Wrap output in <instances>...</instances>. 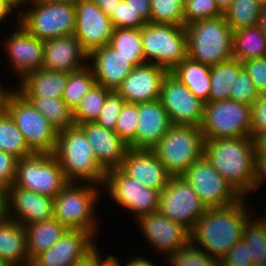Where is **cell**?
Wrapping results in <instances>:
<instances>
[{"instance_id":"obj_1","label":"cell","mask_w":266,"mask_h":266,"mask_svg":"<svg viewBox=\"0 0 266 266\" xmlns=\"http://www.w3.org/2000/svg\"><path fill=\"white\" fill-rule=\"evenodd\" d=\"M248 199L242 197L226 207L208 208L190 231V241L220 260L243 238V228L253 217Z\"/></svg>"},{"instance_id":"obj_2","label":"cell","mask_w":266,"mask_h":266,"mask_svg":"<svg viewBox=\"0 0 266 266\" xmlns=\"http://www.w3.org/2000/svg\"><path fill=\"white\" fill-rule=\"evenodd\" d=\"M203 156L242 197L254 193L256 153L252 137L205 140Z\"/></svg>"},{"instance_id":"obj_3","label":"cell","mask_w":266,"mask_h":266,"mask_svg":"<svg viewBox=\"0 0 266 266\" xmlns=\"http://www.w3.org/2000/svg\"><path fill=\"white\" fill-rule=\"evenodd\" d=\"M54 156L68 183L104 184L106 171L98 164L94 148L79 126L58 132Z\"/></svg>"},{"instance_id":"obj_4","label":"cell","mask_w":266,"mask_h":266,"mask_svg":"<svg viewBox=\"0 0 266 266\" xmlns=\"http://www.w3.org/2000/svg\"><path fill=\"white\" fill-rule=\"evenodd\" d=\"M185 27L189 59L212 67L233 58V30L224 16L197 20Z\"/></svg>"},{"instance_id":"obj_5","label":"cell","mask_w":266,"mask_h":266,"mask_svg":"<svg viewBox=\"0 0 266 266\" xmlns=\"http://www.w3.org/2000/svg\"><path fill=\"white\" fill-rule=\"evenodd\" d=\"M100 193L94 184L68 183L54 198V217L66 229L88 232L96 238L98 221L94 213Z\"/></svg>"},{"instance_id":"obj_6","label":"cell","mask_w":266,"mask_h":266,"mask_svg":"<svg viewBox=\"0 0 266 266\" xmlns=\"http://www.w3.org/2000/svg\"><path fill=\"white\" fill-rule=\"evenodd\" d=\"M142 55L145 63L171 72L188 58V38L184 25L146 23L141 28Z\"/></svg>"},{"instance_id":"obj_7","label":"cell","mask_w":266,"mask_h":266,"mask_svg":"<svg viewBox=\"0 0 266 266\" xmlns=\"http://www.w3.org/2000/svg\"><path fill=\"white\" fill-rule=\"evenodd\" d=\"M30 3V4H29ZM29 8L18 11L19 23L34 37L47 41L74 35L76 28L75 5L53 0L26 2Z\"/></svg>"},{"instance_id":"obj_8","label":"cell","mask_w":266,"mask_h":266,"mask_svg":"<svg viewBox=\"0 0 266 266\" xmlns=\"http://www.w3.org/2000/svg\"><path fill=\"white\" fill-rule=\"evenodd\" d=\"M204 141L200 127L172 125L152 150L171 176H182L203 156Z\"/></svg>"},{"instance_id":"obj_9","label":"cell","mask_w":266,"mask_h":266,"mask_svg":"<svg viewBox=\"0 0 266 266\" xmlns=\"http://www.w3.org/2000/svg\"><path fill=\"white\" fill-rule=\"evenodd\" d=\"M4 110L14 120L33 153L54 154L58 131L15 89L11 88L6 94Z\"/></svg>"},{"instance_id":"obj_10","label":"cell","mask_w":266,"mask_h":266,"mask_svg":"<svg viewBox=\"0 0 266 266\" xmlns=\"http://www.w3.org/2000/svg\"><path fill=\"white\" fill-rule=\"evenodd\" d=\"M200 128L204 140L251 137V107L230 99L207 102Z\"/></svg>"},{"instance_id":"obj_11","label":"cell","mask_w":266,"mask_h":266,"mask_svg":"<svg viewBox=\"0 0 266 266\" xmlns=\"http://www.w3.org/2000/svg\"><path fill=\"white\" fill-rule=\"evenodd\" d=\"M68 184L61 165L48 153H33L17 160L14 185L55 198Z\"/></svg>"},{"instance_id":"obj_12","label":"cell","mask_w":266,"mask_h":266,"mask_svg":"<svg viewBox=\"0 0 266 266\" xmlns=\"http://www.w3.org/2000/svg\"><path fill=\"white\" fill-rule=\"evenodd\" d=\"M103 187L110 200L135 215L134 220L158 211L160 192L141 185L120 167L106 172Z\"/></svg>"},{"instance_id":"obj_13","label":"cell","mask_w":266,"mask_h":266,"mask_svg":"<svg viewBox=\"0 0 266 266\" xmlns=\"http://www.w3.org/2000/svg\"><path fill=\"white\" fill-rule=\"evenodd\" d=\"M208 208L182 176H171L160 192L158 211L189 232Z\"/></svg>"},{"instance_id":"obj_14","label":"cell","mask_w":266,"mask_h":266,"mask_svg":"<svg viewBox=\"0 0 266 266\" xmlns=\"http://www.w3.org/2000/svg\"><path fill=\"white\" fill-rule=\"evenodd\" d=\"M182 177L207 208L226 207L242 198L204 156L194 162Z\"/></svg>"},{"instance_id":"obj_15","label":"cell","mask_w":266,"mask_h":266,"mask_svg":"<svg viewBox=\"0 0 266 266\" xmlns=\"http://www.w3.org/2000/svg\"><path fill=\"white\" fill-rule=\"evenodd\" d=\"M159 100L172 125L201 126L205 103L170 72L161 84Z\"/></svg>"},{"instance_id":"obj_16","label":"cell","mask_w":266,"mask_h":266,"mask_svg":"<svg viewBox=\"0 0 266 266\" xmlns=\"http://www.w3.org/2000/svg\"><path fill=\"white\" fill-rule=\"evenodd\" d=\"M16 19L17 27L1 43L4 44L10 68L20 81L28 73L42 69L44 41L34 37L19 23V15Z\"/></svg>"},{"instance_id":"obj_17","label":"cell","mask_w":266,"mask_h":266,"mask_svg":"<svg viewBox=\"0 0 266 266\" xmlns=\"http://www.w3.org/2000/svg\"><path fill=\"white\" fill-rule=\"evenodd\" d=\"M143 238L152 247V251L168 257L176 250L181 249L189 240L190 232L179 223H176L159 211L141 216L136 220Z\"/></svg>"},{"instance_id":"obj_18","label":"cell","mask_w":266,"mask_h":266,"mask_svg":"<svg viewBox=\"0 0 266 266\" xmlns=\"http://www.w3.org/2000/svg\"><path fill=\"white\" fill-rule=\"evenodd\" d=\"M75 37L89 54L94 49L108 45L113 34L111 19L92 0H81L75 5Z\"/></svg>"},{"instance_id":"obj_19","label":"cell","mask_w":266,"mask_h":266,"mask_svg":"<svg viewBox=\"0 0 266 266\" xmlns=\"http://www.w3.org/2000/svg\"><path fill=\"white\" fill-rule=\"evenodd\" d=\"M7 215L26 227L54 217V199L12 184L7 190Z\"/></svg>"},{"instance_id":"obj_20","label":"cell","mask_w":266,"mask_h":266,"mask_svg":"<svg viewBox=\"0 0 266 266\" xmlns=\"http://www.w3.org/2000/svg\"><path fill=\"white\" fill-rule=\"evenodd\" d=\"M95 238L88 232L67 230L48 250L37 255L33 266H74L95 246Z\"/></svg>"},{"instance_id":"obj_21","label":"cell","mask_w":266,"mask_h":266,"mask_svg":"<svg viewBox=\"0 0 266 266\" xmlns=\"http://www.w3.org/2000/svg\"><path fill=\"white\" fill-rule=\"evenodd\" d=\"M168 71L151 63L135 66L116 92L129 103H142L160 98L161 84Z\"/></svg>"},{"instance_id":"obj_22","label":"cell","mask_w":266,"mask_h":266,"mask_svg":"<svg viewBox=\"0 0 266 266\" xmlns=\"http://www.w3.org/2000/svg\"><path fill=\"white\" fill-rule=\"evenodd\" d=\"M141 185L161 192L171 175L152 149L130 148L120 167Z\"/></svg>"},{"instance_id":"obj_23","label":"cell","mask_w":266,"mask_h":266,"mask_svg":"<svg viewBox=\"0 0 266 266\" xmlns=\"http://www.w3.org/2000/svg\"><path fill=\"white\" fill-rule=\"evenodd\" d=\"M87 61L88 53L75 35L44 41L42 69L70 73L87 66Z\"/></svg>"},{"instance_id":"obj_24","label":"cell","mask_w":266,"mask_h":266,"mask_svg":"<svg viewBox=\"0 0 266 266\" xmlns=\"http://www.w3.org/2000/svg\"><path fill=\"white\" fill-rule=\"evenodd\" d=\"M88 66L93 71L96 83L111 91H116L135 67L128 58L123 57L109 45L90 52Z\"/></svg>"},{"instance_id":"obj_25","label":"cell","mask_w":266,"mask_h":266,"mask_svg":"<svg viewBox=\"0 0 266 266\" xmlns=\"http://www.w3.org/2000/svg\"><path fill=\"white\" fill-rule=\"evenodd\" d=\"M78 126L86 134L88 142L94 148L98 164L106 172L121 167L130 148L115 131L101 127L96 122H85Z\"/></svg>"},{"instance_id":"obj_26","label":"cell","mask_w":266,"mask_h":266,"mask_svg":"<svg viewBox=\"0 0 266 266\" xmlns=\"http://www.w3.org/2000/svg\"><path fill=\"white\" fill-rule=\"evenodd\" d=\"M136 149H152L172 127L160 100L138 103Z\"/></svg>"},{"instance_id":"obj_27","label":"cell","mask_w":266,"mask_h":266,"mask_svg":"<svg viewBox=\"0 0 266 266\" xmlns=\"http://www.w3.org/2000/svg\"><path fill=\"white\" fill-rule=\"evenodd\" d=\"M0 260L6 266L31 263L25 227L8 217L0 221Z\"/></svg>"},{"instance_id":"obj_28","label":"cell","mask_w":266,"mask_h":266,"mask_svg":"<svg viewBox=\"0 0 266 266\" xmlns=\"http://www.w3.org/2000/svg\"><path fill=\"white\" fill-rule=\"evenodd\" d=\"M68 76L67 72L39 69L28 73L14 89L23 97L61 98Z\"/></svg>"},{"instance_id":"obj_29","label":"cell","mask_w":266,"mask_h":266,"mask_svg":"<svg viewBox=\"0 0 266 266\" xmlns=\"http://www.w3.org/2000/svg\"><path fill=\"white\" fill-rule=\"evenodd\" d=\"M210 68L187 58L170 73L187 86L195 97L207 103L210 93Z\"/></svg>"},{"instance_id":"obj_30","label":"cell","mask_w":266,"mask_h":266,"mask_svg":"<svg viewBox=\"0 0 266 266\" xmlns=\"http://www.w3.org/2000/svg\"><path fill=\"white\" fill-rule=\"evenodd\" d=\"M28 256L32 261L37 255L53 246L68 230L55 217L25 227Z\"/></svg>"},{"instance_id":"obj_31","label":"cell","mask_w":266,"mask_h":266,"mask_svg":"<svg viewBox=\"0 0 266 266\" xmlns=\"http://www.w3.org/2000/svg\"><path fill=\"white\" fill-rule=\"evenodd\" d=\"M232 56L241 62L266 56V36L258 25L233 31Z\"/></svg>"},{"instance_id":"obj_32","label":"cell","mask_w":266,"mask_h":266,"mask_svg":"<svg viewBox=\"0 0 266 266\" xmlns=\"http://www.w3.org/2000/svg\"><path fill=\"white\" fill-rule=\"evenodd\" d=\"M242 69V62L233 58L212 66L210 68L209 102L228 100L231 87Z\"/></svg>"},{"instance_id":"obj_33","label":"cell","mask_w":266,"mask_h":266,"mask_svg":"<svg viewBox=\"0 0 266 266\" xmlns=\"http://www.w3.org/2000/svg\"><path fill=\"white\" fill-rule=\"evenodd\" d=\"M59 132L75 126L73 110L62 98L24 97Z\"/></svg>"},{"instance_id":"obj_34","label":"cell","mask_w":266,"mask_h":266,"mask_svg":"<svg viewBox=\"0 0 266 266\" xmlns=\"http://www.w3.org/2000/svg\"><path fill=\"white\" fill-rule=\"evenodd\" d=\"M108 45L128 58L134 66L145 63L142 55L141 29L114 28Z\"/></svg>"},{"instance_id":"obj_35","label":"cell","mask_w":266,"mask_h":266,"mask_svg":"<svg viewBox=\"0 0 266 266\" xmlns=\"http://www.w3.org/2000/svg\"><path fill=\"white\" fill-rule=\"evenodd\" d=\"M263 4L262 0H233L223 14L224 19L233 31L257 26Z\"/></svg>"},{"instance_id":"obj_36","label":"cell","mask_w":266,"mask_h":266,"mask_svg":"<svg viewBox=\"0 0 266 266\" xmlns=\"http://www.w3.org/2000/svg\"><path fill=\"white\" fill-rule=\"evenodd\" d=\"M0 150L12 154L17 159L33 154L14 120L4 109L0 112Z\"/></svg>"},{"instance_id":"obj_37","label":"cell","mask_w":266,"mask_h":266,"mask_svg":"<svg viewBox=\"0 0 266 266\" xmlns=\"http://www.w3.org/2000/svg\"><path fill=\"white\" fill-rule=\"evenodd\" d=\"M112 91L95 83L73 111L75 125L94 122L100 115L107 96Z\"/></svg>"},{"instance_id":"obj_38","label":"cell","mask_w":266,"mask_h":266,"mask_svg":"<svg viewBox=\"0 0 266 266\" xmlns=\"http://www.w3.org/2000/svg\"><path fill=\"white\" fill-rule=\"evenodd\" d=\"M95 83V76L88 65L78 71L70 72L61 98L74 111Z\"/></svg>"},{"instance_id":"obj_39","label":"cell","mask_w":266,"mask_h":266,"mask_svg":"<svg viewBox=\"0 0 266 266\" xmlns=\"http://www.w3.org/2000/svg\"><path fill=\"white\" fill-rule=\"evenodd\" d=\"M243 228V239L249 244V258L258 264L266 258V218L252 217Z\"/></svg>"},{"instance_id":"obj_40","label":"cell","mask_w":266,"mask_h":266,"mask_svg":"<svg viewBox=\"0 0 266 266\" xmlns=\"http://www.w3.org/2000/svg\"><path fill=\"white\" fill-rule=\"evenodd\" d=\"M165 262L168 266H219L220 260L189 240L181 249L170 254Z\"/></svg>"},{"instance_id":"obj_41","label":"cell","mask_w":266,"mask_h":266,"mask_svg":"<svg viewBox=\"0 0 266 266\" xmlns=\"http://www.w3.org/2000/svg\"><path fill=\"white\" fill-rule=\"evenodd\" d=\"M185 0H150V23L184 25Z\"/></svg>"},{"instance_id":"obj_42","label":"cell","mask_w":266,"mask_h":266,"mask_svg":"<svg viewBox=\"0 0 266 266\" xmlns=\"http://www.w3.org/2000/svg\"><path fill=\"white\" fill-rule=\"evenodd\" d=\"M138 120V104L125 102L118 116L115 132L129 148L136 149V127Z\"/></svg>"},{"instance_id":"obj_43","label":"cell","mask_w":266,"mask_h":266,"mask_svg":"<svg viewBox=\"0 0 266 266\" xmlns=\"http://www.w3.org/2000/svg\"><path fill=\"white\" fill-rule=\"evenodd\" d=\"M223 16L215 0H185L183 21L184 26L197 20Z\"/></svg>"},{"instance_id":"obj_44","label":"cell","mask_w":266,"mask_h":266,"mask_svg":"<svg viewBox=\"0 0 266 266\" xmlns=\"http://www.w3.org/2000/svg\"><path fill=\"white\" fill-rule=\"evenodd\" d=\"M258 97L259 93L256 91L253 81L245 69H242L231 87L229 99L251 107Z\"/></svg>"},{"instance_id":"obj_45","label":"cell","mask_w":266,"mask_h":266,"mask_svg":"<svg viewBox=\"0 0 266 266\" xmlns=\"http://www.w3.org/2000/svg\"><path fill=\"white\" fill-rule=\"evenodd\" d=\"M125 102L116 91H112L107 96L100 115L94 122L101 127L115 131L118 116Z\"/></svg>"},{"instance_id":"obj_46","label":"cell","mask_w":266,"mask_h":266,"mask_svg":"<svg viewBox=\"0 0 266 266\" xmlns=\"http://www.w3.org/2000/svg\"><path fill=\"white\" fill-rule=\"evenodd\" d=\"M111 21L114 28L141 29L146 24L141 16L135 12L125 0H122L116 8V11L113 12Z\"/></svg>"},{"instance_id":"obj_47","label":"cell","mask_w":266,"mask_h":266,"mask_svg":"<svg viewBox=\"0 0 266 266\" xmlns=\"http://www.w3.org/2000/svg\"><path fill=\"white\" fill-rule=\"evenodd\" d=\"M243 69L259 94H266V56L243 61Z\"/></svg>"},{"instance_id":"obj_48","label":"cell","mask_w":266,"mask_h":266,"mask_svg":"<svg viewBox=\"0 0 266 266\" xmlns=\"http://www.w3.org/2000/svg\"><path fill=\"white\" fill-rule=\"evenodd\" d=\"M223 266H252V258H249V244L242 238L221 259Z\"/></svg>"},{"instance_id":"obj_49","label":"cell","mask_w":266,"mask_h":266,"mask_svg":"<svg viewBox=\"0 0 266 266\" xmlns=\"http://www.w3.org/2000/svg\"><path fill=\"white\" fill-rule=\"evenodd\" d=\"M17 160L12 154L0 150V186L6 190L14 184Z\"/></svg>"},{"instance_id":"obj_50","label":"cell","mask_w":266,"mask_h":266,"mask_svg":"<svg viewBox=\"0 0 266 266\" xmlns=\"http://www.w3.org/2000/svg\"><path fill=\"white\" fill-rule=\"evenodd\" d=\"M252 135L266 134V94H259L251 106Z\"/></svg>"},{"instance_id":"obj_51","label":"cell","mask_w":266,"mask_h":266,"mask_svg":"<svg viewBox=\"0 0 266 266\" xmlns=\"http://www.w3.org/2000/svg\"><path fill=\"white\" fill-rule=\"evenodd\" d=\"M109 255H106V258H103L98 247L95 246L82 259L78 260L74 266H104L114 256L111 254Z\"/></svg>"},{"instance_id":"obj_52","label":"cell","mask_w":266,"mask_h":266,"mask_svg":"<svg viewBox=\"0 0 266 266\" xmlns=\"http://www.w3.org/2000/svg\"><path fill=\"white\" fill-rule=\"evenodd\" d=\"M266 182V155L256 154L255 157V174H254V192L264 186Z\"/></svg>"},{"instance_id":"obj_53","label":"cell","mask_w":266,"mask_h":266,"mask_svg":"<svg viewBox=\"0 0 266 266\" xmlns=\"http://www.w3.org/2000/svg\"><path fill=\"white\" fill-rule=\"evenodd\" d=\"M127 4L137 12L141 18L146 22H150L151 4L150 0H125Z\"/></svg>"},{"instance_id":"obj_54","label":"cell","mask_w":266,"mask_h":266,"mask_svg":"<svg viewBox=\"0 0 266 266\" xmlns=\"http://www.w3.org/2000/svg\"><path fill=\"white\" fill-rule=\"evenodd\" d=\"M94 1L110 19L113 17V12L121 3L122 0H92Z\"/></svg>"},{"instance_id":"obj_55","label":"cell","mask_w":266,"mask_h":266,"mask_svg":"<svg viewBox=\"0 0 266 266\" xmlns=\"http://www.w3.org/2000/svg\"><path fill=\"white\" fill-rule=\"evenodd\" d=\"M254 141L255 153L266 155V134L251 135Z\"/></svg>"},{"instance_id":"obj_56","label":"cell","mask_w":266,"mask_h":266,"mask_svg":"<svg viewBox=\"0 0 266 266\" xmlns=\"http://www.w3.org/2000/svg\"><path fill=\"white\" fill-rule=\"evenodd\" d=\"M16 9L7 1L5 0H0V23L5 22L9 16H11V14H14L12 12H14Z\"/></svg>"},{"instance_id":"obj_57","label":"cell","mask_w":266,"mask_h":266,"mask_svg":"<svg viewBox=\"0 0 266 266\" xmlns=\"http://www.w3.org/2000/svg\"><path fill=\"white\" fill-rule=\"evenodd\" d=\"M7 217V191L0 186V221Z\"/></svg>"},{"instance_id":"obj_58","label":"cell","mask_w":266,"mask_h":266,"mask_svg":"<svg viewBox=\"0 0 266 266\" xmlns=\"http://www.w3.org/2000/svg\"><path fill=\"white\" fill-rule=\"evenodd\" d=\"M154 264L156 263H153L151 260L149 261L148 258H145L144 257H134L132 258L131 260H128L124 266H155Z\"/></svg>"},{"instance_id":"obj_59","label":"cell","mask_w":266,"mask_h":266,"mask_svg":"<svg viewBox=\"0 0 266 266\" xmlns=\"http://www.w3.org/2000/svg\"><path fill=\"white\" fill-rule=\"evenodd\" d=\"M258 26L266 36V3L263 4Z\"/></svg>"},{"instance_id":"obj_60","label":"cell","mask_w":266,"mask_h":266,"mask_svg":"<svg viewBox=\"0 0 266 266\" xmlns=\"http://www.w3.org/2000/svg\"><path fill=\"white\" fill-rule=\"evenodd\" d=\"M233 0H215L217 7L224 14Z\"/></svg>"},{"instance_id":"obj_61","label":"cell","mask_w":266,"mask_h":266,"mask_svg":"<svg viewBox=\"0 0 266 266\" xmlns=\"http://www.w3.org/2000/svg\"><path fill=\"white\" fill-rule=\"evenodd\" d=\"M6 89H5V87H3L2 83H1V85H0V112L4 109L5 96L10 91L9 88H6Z\"/></svg>"},{"instance_id":"obj_62","label":"cell","mask_w":266,"mask_h":266,"mask_svg":"<svg viewBox=\"0 0 266 266\" xmlns=\"http://www.w3.org/2000/svg\"><path fill=\"white\" fill-rule=\"evenodd\" d=\"M7 2H9L14 8H16V10L18 9V7L21 9L24 8L25 6H23L25 4V2L23 0H5Z\"/></svg>"},{"instance_id":"obj_63","label":"cell","mask_w":266,"mask_h":266,"mask_svg":"<svg viewBox=\"0 0 266 266\" xmlns=\"http://www.w3.org/2000/svg\"><path fill=\"white\" fill-rule=\"evenodd\" d=\"M104 266H121V263L116 256H113Z\"/></svg>"},{"instance_id":"obj_64","label":"cell","mask_w":266,"mask_h":266,"mask_svg":"<svg viewBox=\"0 0 266 266\" xmlns=\"http://www.w3.org/2000/svg\"><path fill=\"white\" fill-rule=\"evenodd\" d=\"M53 1L63 2V3H67V4L76 5V4H78L81 0H53Z\"/></svg>"},{"instance_id":"obj_65","label":"cell","mask_w":266,"mask_h":266,"mask_svg":"<svg viewBox=\"0 0 266 266\" xmlns=\"http://www.w3.org/2000/svg\"><path fill=\"white\" fill-rule=\"evenodd\" d=\"M252 266H266V258L264 261L258 263V264H253Z\"/></svg>"},{"instance_id":"obj_66","label":"cell","mask_w":266,"mask_h":266,"mask_svg":"<svg viewBox=\"0 0 266 266\" xmlns=\"http://www.w3.org/2000/svg\"><path fill=\"white\" fill-rule=\"evenodd\" d=\"M0 266H6V265L0 260Z\"/></svg>"},{"instance_id":"obj_67","label":"cell","mask_w":266,"mask_h":266,"mask_svg":"<svg viewBox=\"0 0 266 266\" xmlns=\"http://www.w3.org/2000/svg\"><path fill=\"white\" fill-rule=\"evenodd\" d=\"M23 1L26 3V2L33 1V0H23Z\"/></svg>"}]
</instances>
